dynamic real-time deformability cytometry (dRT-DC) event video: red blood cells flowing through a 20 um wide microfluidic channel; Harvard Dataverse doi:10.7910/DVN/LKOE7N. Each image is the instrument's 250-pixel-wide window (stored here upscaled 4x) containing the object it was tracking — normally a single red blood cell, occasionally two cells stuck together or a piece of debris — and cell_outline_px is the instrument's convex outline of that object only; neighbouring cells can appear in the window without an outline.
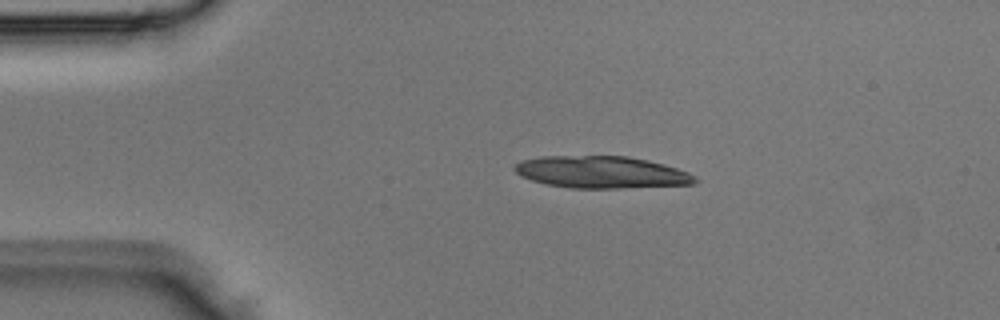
{"species": "Egyptian fruit bat (a non-hibernating species)", "species_latin": "Rousettus aegyptiacus", "temperature_condition": "room temperature", "stored_images_in_passage": 2, "camera_frame_rate_fps": 3000, "um_per_image_px": 0.085, "animal": {"sex": "male"}, "frame": {"image": 1, "passage_image": 2, "time_ms": 0.333, "image_size_px": [1000, 320], "cell_outline_px": [[700, 180], [696, 184], [620, 188], [572, 188], [548, 184], [532, 180], [520, 176], [512, 168], [520, 160], [540, 156], [628, 156], [648, 160], [664, 164], [688, 172], [696, 176]], "centroid_in_image_um": [51.14, 14.63], "position_along_channel_um": 33.9, "area_um2": 33.87}}